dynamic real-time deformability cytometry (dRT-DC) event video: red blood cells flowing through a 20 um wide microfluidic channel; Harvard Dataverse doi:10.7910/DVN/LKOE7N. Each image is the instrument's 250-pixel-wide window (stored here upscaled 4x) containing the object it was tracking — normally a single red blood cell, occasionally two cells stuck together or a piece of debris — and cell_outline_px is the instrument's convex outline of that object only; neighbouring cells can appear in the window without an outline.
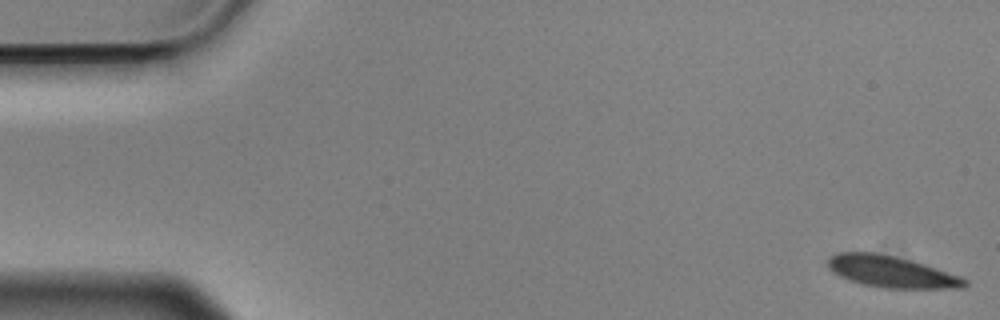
{"species": "Egyptian fruit bat (a non-hibernating species)", "species_latin": "Rousettus aegyptiacus", "temperature_condition": "cold", "stored_images_in_passage": 56, "camera_frame_rate_fps": 3000, "um_per_image_px": 0.085, "animal": {"sex": "male"}, "frame": {"image": 1, "passage_image": 1, "time_ms": 0.0, "image_size_px": [1000, 320], "cell_outline_px": [[968, 284], [964, 288], [884, 288], [864, 284], [848, 280], [832, 272], [828, 268], [828, 260], [836, 252], [872, 252], [896, 256], [912, 260], [924, 264], [968, 280]], "centroid_in_image_um": [75.73, 23.09], "position_along_channel_um": 9.3, "area_um2": 24.97}}
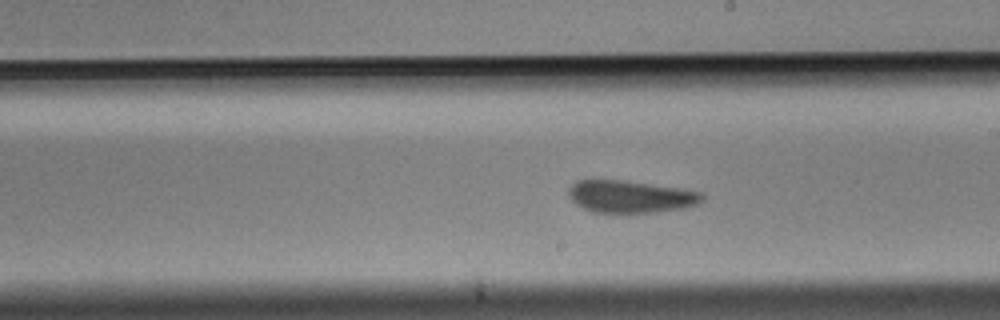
{"frame": {"image": 2, "passage_image": 31, "time_ms": 10.0, "image_size_px": [1000, 320], "cell_outline_px": [[704, 200], [696, 204], [684, 208], [652, 212], [592, 212], [576, 204], [568, 196], [568, 188], [576, 180], [620, 180], [676, 188], [700, 192], [704, 196]], "centroid_in_image_um": [53.54, 16.71], "position_along_channel_um": 235.5, "area_um2": 24.74}}
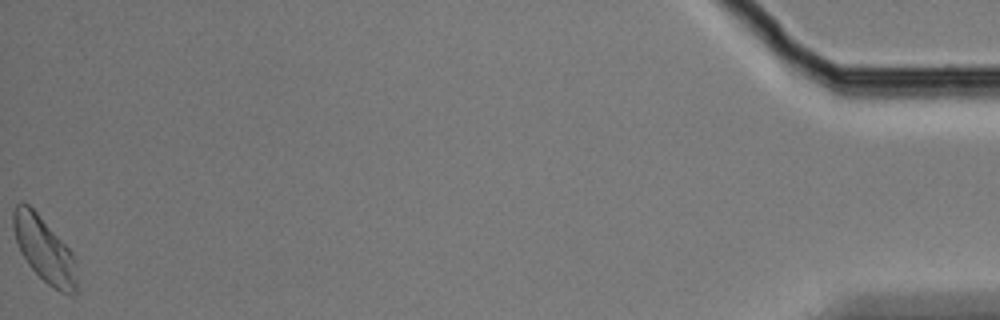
{"frame": {"image": 3, "passage_image": 56, "time_ms": 18.333, "image_size_px": [1000, 320], "cell_outline_px": [[76, 292], [60, 292], [48, 284], [28, 264], [20, 252], [12, 228], [12, 212], [16, 204], [20, 200], [28, 204], [36, 212], [72, 252], [76, 264]], "centroid_in_image_um": [3.72, 21.17], "position_along_channel_um": 431.5, "area_um2": 23.76}, "authors_computed_cell_mechanics": {"area_um2": 25.2875, "velocity_mm_per_s": 3.5476, "shape_relaxation_time_tau1_ms": 3.6178, "shape_relaxation_time_tau2_ms": 3.3315, "deformation_change_tau1": 0.0824, "deformation_change_tau2": 0.0615}}